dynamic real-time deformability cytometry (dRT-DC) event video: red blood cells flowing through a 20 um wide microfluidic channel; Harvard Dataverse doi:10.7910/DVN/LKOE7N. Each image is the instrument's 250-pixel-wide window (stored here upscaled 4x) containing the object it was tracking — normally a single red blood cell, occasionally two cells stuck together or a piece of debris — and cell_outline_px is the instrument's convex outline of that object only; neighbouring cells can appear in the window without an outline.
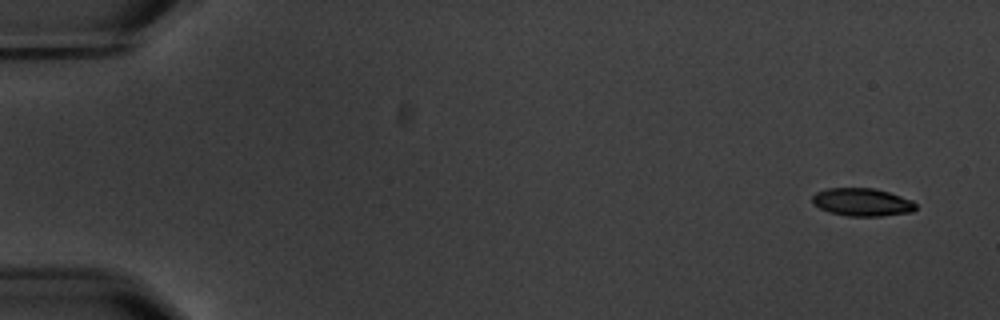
{"species": "common noctule bat (a hibernating species)", "species_latin": "Nyctalus noctula", "temperature_condition": "warm", "stored_images_in_passage": 6, "camera_frame_rate_fps": 3000, "um_per_image_px": 0.085, "animal": {"sex": "male", "body_mass_g": 20.1, "forearm_length_mm": 53.5}, "frame": {"image": 1, "passage_image": 1, "time_ms": 0.0, "image_size_px": [1000, 320], "cell_outline_px": [[916, 208], [912, 212], [880, 216], [848, 216], [828, 212], [812, 204], [812, 196], [816, 192], [828, 188], [872, 188], [888, 192], [912, 200], [916, 204]], "centroid_in_image_um": [73.26, 17.18], "position_along_channel_um": 11.7, "area_um2": 16.82}}
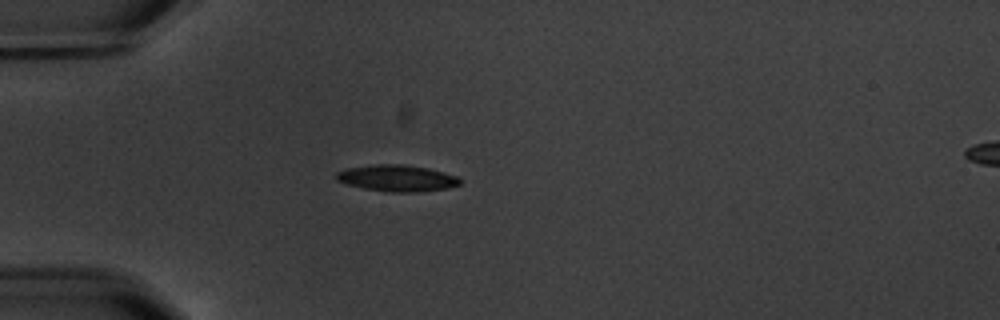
{"frame": {"image": 2, "passage_image": 5, "time_ms": 4.667, "image_size_px": [1000, 320], "cell_outline_px": [[460, 184], [444, 188], [416, 192], [392, 192], [364, 188], [348, 184], [336, 180], [336, 172], [348, 168], [376, 164], [404, 164], [428, 168], [444, 172], [456, 176], [460, 180]], "centroid_in_image_um": [33.73, 15.13], "position_along_channel_um": 51.3, "area_um2": 18.79}}